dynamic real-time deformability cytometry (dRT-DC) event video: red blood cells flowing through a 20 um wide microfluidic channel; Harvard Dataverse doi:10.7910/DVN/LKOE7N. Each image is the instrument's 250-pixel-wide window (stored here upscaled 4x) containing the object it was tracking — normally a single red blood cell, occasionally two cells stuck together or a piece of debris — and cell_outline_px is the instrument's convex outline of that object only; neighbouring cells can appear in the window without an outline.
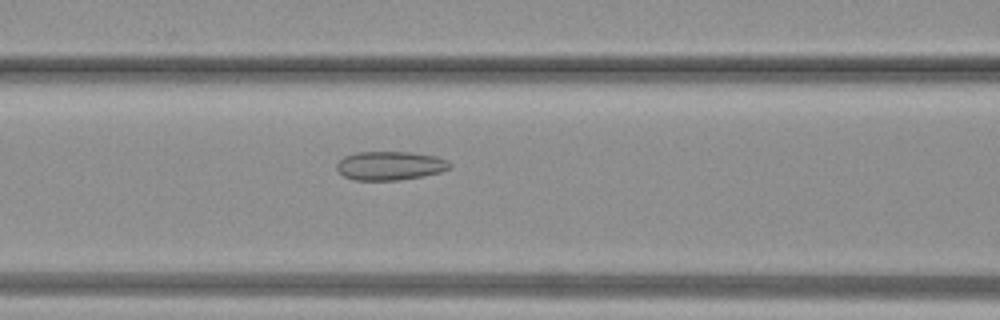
{"species": "common noctule bat (a hibernating species)", "species_latin": "Nyctalus noctula", "temperature_condition": "warm", "stored_images_in_passage": 39, "camera_frame_rate_fps": 3000, "um_per_image_px": 0.085, "animal": {"sex": "female", "body_mass_g": 19.3, "forearm_length_mm": 54.1}, "frame": {"image": 1, "passage_image": 17, "time_ms": 5.333, "image_size_px": [1000, 320], "cell_outline_px": [[452, 168], [440, 172], [424, 176], [400, 180], [352, 180], [344, 176], [336, 168], [336, 164], [344, 156], [356, 152], [412, 152], [436, 156], [448, 160], [452, 164]], "centroid_in_image_um": [33.18, 14.08], "position_along_channel_um": 133.4, "area_um2": 19.19}}
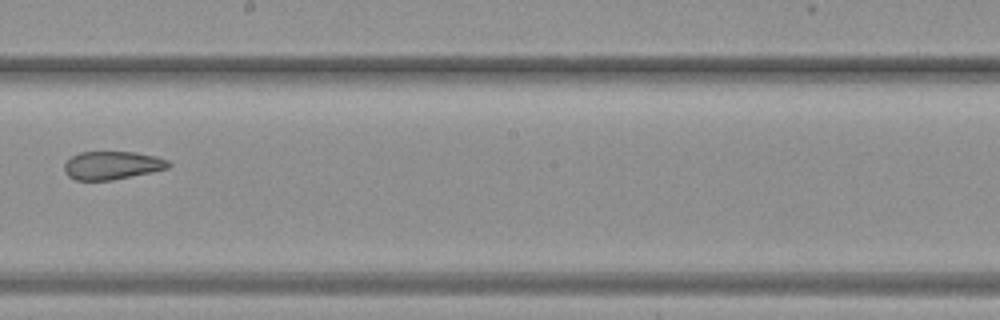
{"frame": {"image": 2, "passage_image": 23, "time_ms": 7.333, "image_size_px": [1000, 320], "cell_outline_px": [[172, 164], [168, 168], [152, 172], [112, 180], [76, 180], [68, 176], [64, 172], [64, 164], [72, 156], [80, 152], [136, 152], [156, 156], [168, 160]], "centroid_in_image_um": [9.54, 14.05], "position_along_channel_um": 238.7, "area_um2": 17.17}}
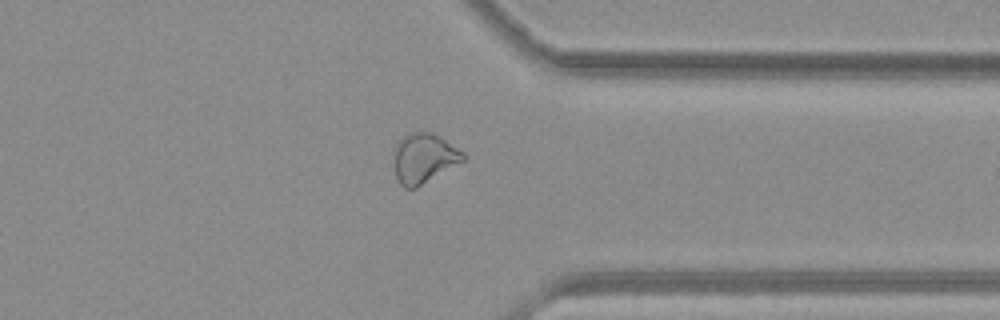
{"frame": {"image": 3, "passage_image": 31, "time_ms": 10.0, "image_size_px": [1000, 320], "cell_outline_px": [[468, 156], [464, 160], [416, 188], [404, 188], [400, 184], [396, 176], [392, 152], [396, 144], [408, 132], [432, 132], [464, 152]], "centroid_in_image_um": [36.01, 13.44], "position_along_channel_um": 375.4, "area_um2": 20.11}}